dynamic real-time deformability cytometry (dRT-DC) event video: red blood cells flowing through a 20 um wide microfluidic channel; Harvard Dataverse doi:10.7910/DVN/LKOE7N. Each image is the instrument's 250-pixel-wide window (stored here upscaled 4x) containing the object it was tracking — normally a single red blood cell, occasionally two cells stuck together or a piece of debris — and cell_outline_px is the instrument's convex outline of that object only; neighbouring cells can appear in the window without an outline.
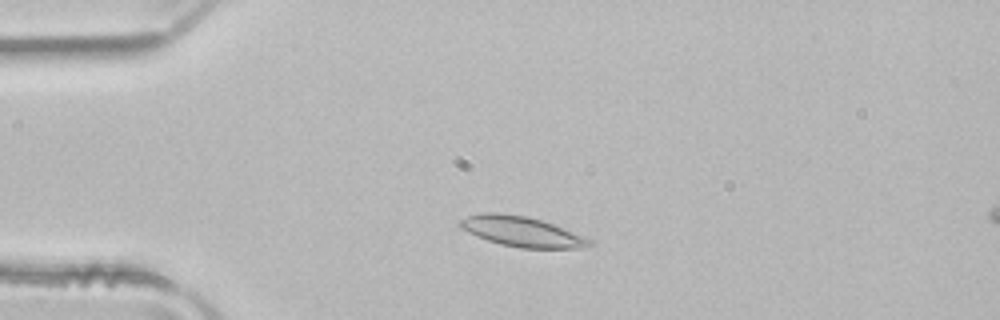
{"species": "common noctule bat (a hibernating species)", "species_latin": "Nyctalus noctula", "temperature_condition": "room temperature", "stored_images_in_passage": 47, "camera_frame_rate_fps": 3000, "um_per_image_px": 0.085, "animal": {"sex": "male", "body_mass_g": 21.5, "forearm_length_mm": 52.0}, "frame": {"image": 1, "passage_image": 8, "time_ms": 2.333, "image_size_px": [1000, 320], "cell_outline_px": [[592, 244], [580, 248], [520, 248], [500, 244], [476, 236], [460, 228], [456, 224], [460, 220], [468, 216], [480, 212], [496, 212], [528, 216], [552, 224], [584, 236], [592, 240]], "centroid_in_image_um": [44.29, 19.67], "position_along_channel_um": 40.7, "area_um2": 22.72}}
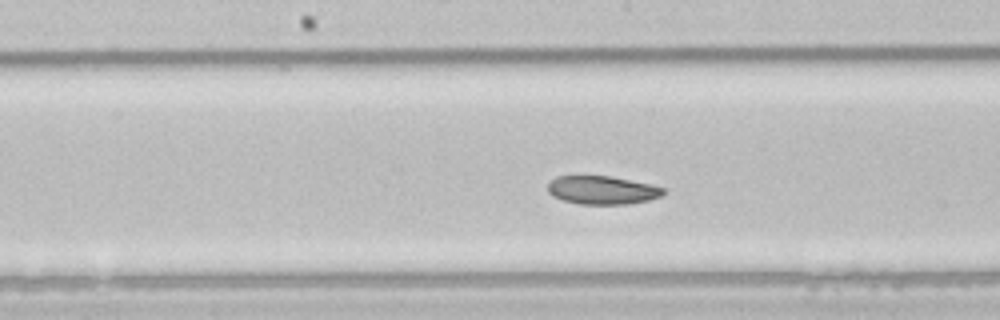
{"frame": {"image": 2, "passage_image": 22, "time_ms": 7.0, "image_size_px": [1000, 320], "cell_outline_px": [[664, 192], [660, 196], [648, 200], [628, 204], [580, 204], [564, 200], [552, 196], [548, 192], [548, 184], [556, 176], [608, 176], [648, 184], [664, 188]], "centroid_in_image_um": [51.15, 16.16], "position_along_channel_um": 197.1, "area_um2": 18.79}}
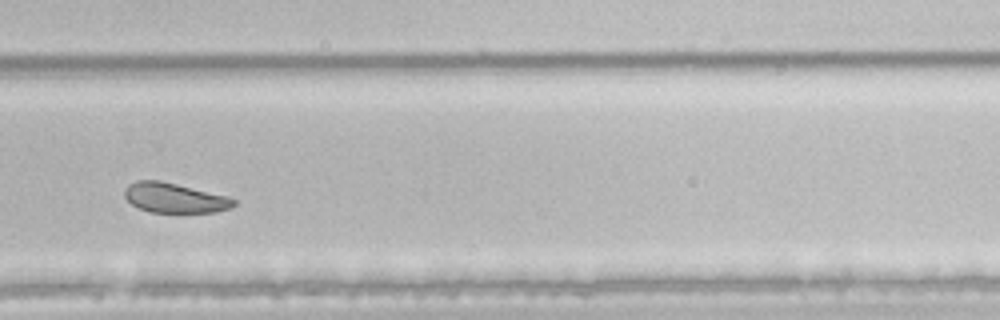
{"frame": {"image": 3, "passage_image": 31, "time_ms": 10.0, "image_size_px": [1000, 320], "cell_outline_px": [[236, 204], [232, 208], [216, 212], [148, 212], [132, 204], [124, 196], [124, 188], [128, 184], [136, 180], [160, 180], [228, 196], [236, 200]], "centroid_in_image_um": [14.84, 16.81], "position_along_channel_um": 315.0, "area_um2": 19.07}, "authors_computed_cell_mechanics": {"area_um2": 21.8484, "velocity_mm_per_s": 3.9507, "shape_relaxation_time_tau1_ms": 3.3563, "shape_relaxation_time_tau2_ms": 6.17, "deformation_change_tau1": 0.1066, "deformation_change_tau2": 0.0963}}